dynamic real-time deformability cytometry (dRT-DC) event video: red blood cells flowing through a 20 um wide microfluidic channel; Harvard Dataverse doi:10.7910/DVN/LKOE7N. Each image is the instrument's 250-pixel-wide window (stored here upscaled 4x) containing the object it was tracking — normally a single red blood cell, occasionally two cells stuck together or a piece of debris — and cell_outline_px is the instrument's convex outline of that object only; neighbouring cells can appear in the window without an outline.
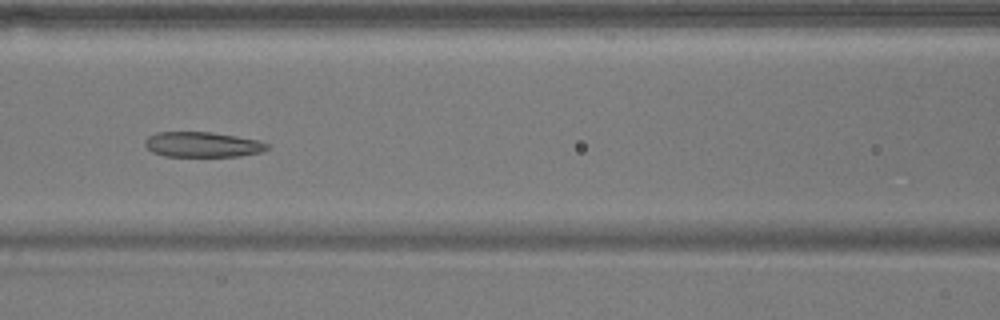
{"species": "common noctule bat (a hibernating species)", "species_latin": "Nyctalus noctula", "temperature_condition": "warm", "stored_images_in_passage": 4, "camera_frame_rate_fps": 3000, "um_per_image_px": 0.085, "animal": {"sex": "male", "body_mass_g": 17.9}, "frame": {"image": 1, "passage_image": 3, "time_ms": 2.333, "image_size_px": [1000, 320], "cell_outline_px": [[268, 148], [260, 152], [240, 156], [164, 156], [152, 152], [144, 144], [144, 140], [148, 136], [156, 132], [212, 132], [260, 140], [268, 144]], "centroid_in_image_um": [17.19, 12.28], "position_along_channel_um": 149.4, "area_um2": 17.98}}
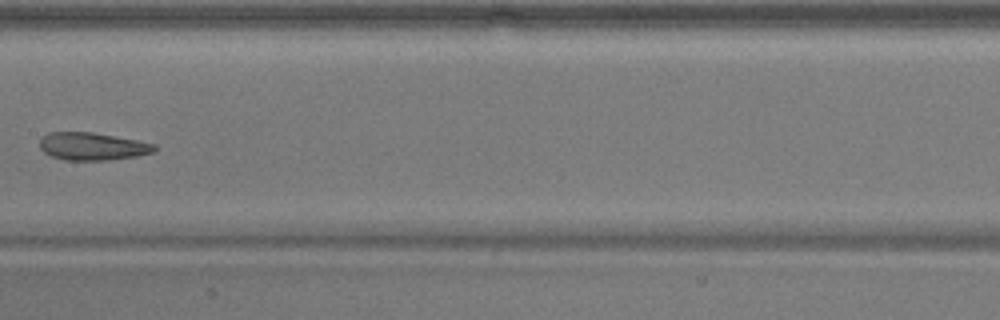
{"frame": {"image": 2, "passage_image": 4, "time_ms": 3.667, "image_size_px": [1000, 320], "cell_outline_px": [[156, 148], [152, 152], [136, 156], [108, 160], [64, 160], [52, 156], [44, 152], [40, 148], [40, 136], [48, 132], [92, 132], [136, 140], [156, 144]], "centroid_in_image_um": [7.81, 12.43], "position_along_channel_um": 199.6, "area_um2": 18.44}}